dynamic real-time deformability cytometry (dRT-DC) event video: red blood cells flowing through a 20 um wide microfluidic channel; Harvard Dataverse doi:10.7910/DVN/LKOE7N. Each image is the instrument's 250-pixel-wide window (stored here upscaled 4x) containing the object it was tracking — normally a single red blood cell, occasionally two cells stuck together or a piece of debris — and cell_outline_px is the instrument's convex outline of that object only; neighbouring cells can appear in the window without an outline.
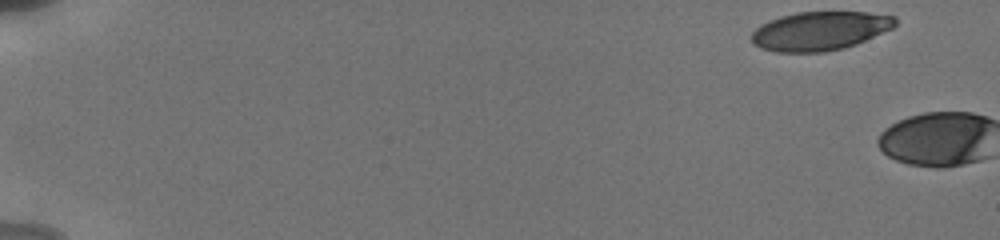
{"species": "human", "species_latin": "Homo sapiens", "temperature_condition": "cold", "stored_images_in_passage": 3, "camera_frame_rate_fps": 3000, "um_per_image_px": 0.085, "donor": {"sex": "male"}, "frame": {"image": 1, "passage_image": 1, "time_ms": 0.0, "image_size_px": [1000, 240], "cell_outline_px": [[896, 24], [892, 28], [856, 44], [844, 48], [824, 52], [776, 52], [760, 48], [752, 44], [752, 32], [760, 24], [768, 20], [780, 16], [796, 12], [868, 12], [896, 16]], "centroid_in_image_um": [69.66, 2.62], "position_along_channel_um": 15.3, "area_um2": 32.66}}